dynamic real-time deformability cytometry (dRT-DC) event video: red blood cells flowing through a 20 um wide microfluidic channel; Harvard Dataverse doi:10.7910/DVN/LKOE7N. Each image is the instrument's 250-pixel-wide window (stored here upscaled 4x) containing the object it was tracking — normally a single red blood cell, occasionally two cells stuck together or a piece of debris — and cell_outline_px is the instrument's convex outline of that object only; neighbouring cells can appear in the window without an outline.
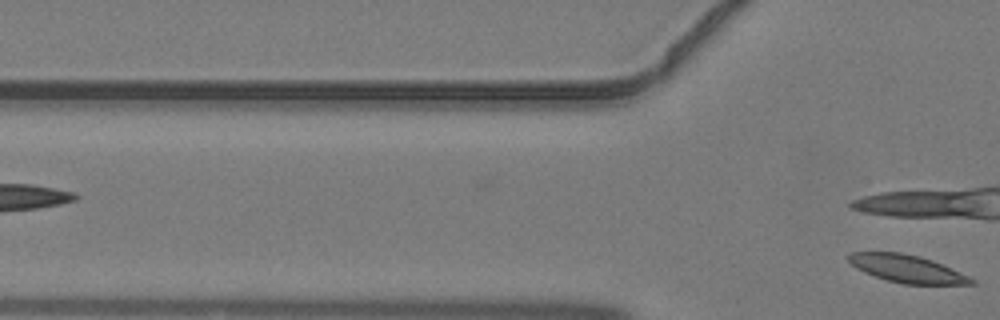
{"species": "common noctule bat (a hibernating species)", "species_latin": "Nyctalus noctula", "temperature_condition": "warm", "stored_images_in_passage": 2, "camera_frame_rate_fps": 3000, "um_per_image_px": 0.085, "animal": {"sex": "male", "body_mass_g": 19.2, "forearm_length_mm": 51.8}, "frame": {"image": 1, "passage_image": 2, "time_ms": 0.333, "image_size_px": [1000, 320], "cell_outline_px": [[976, 284], [904, 284], [888, 280], [864, 272], [856, 268], [848, 260], [848, 252], [900, 252], [920, 256], [932, 260], [968, 276], [976, 280]], "centroid_in_image_um": [77.08, 22.83], "position_along_channel_um": 48.7, "area_um2": 19.54}}